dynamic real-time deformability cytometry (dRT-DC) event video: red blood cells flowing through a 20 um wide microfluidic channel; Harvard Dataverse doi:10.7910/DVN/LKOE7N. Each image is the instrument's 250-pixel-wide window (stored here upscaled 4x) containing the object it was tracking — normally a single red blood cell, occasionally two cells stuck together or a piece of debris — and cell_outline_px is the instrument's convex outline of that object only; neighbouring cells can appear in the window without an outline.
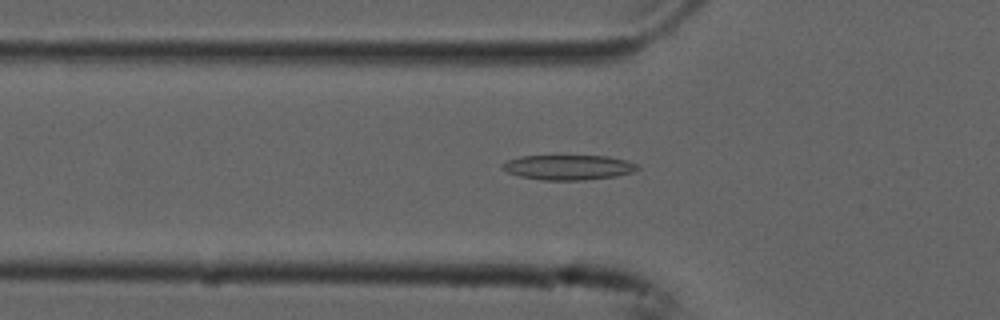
{"species": "common noctule bat (a hibernating species)", "species_latin": "Nyctalus noctula", "temperature_condition": "cold", "stored_images_in_passage": 54, "camera_frame_rate_fps": 3000, "um_per_image_px": 0.085, "animal": {"sex": "male", "forearm_length_mm": 52.5}, "frame": {"image": 1, "passage_image": 18, "time_ms": 5.667, "image_size_px": [1000, 320], "cell_outline_px": [[640, 168], [632, 172], [616, 176], [584, 180], [540, 180], [520, 176], [508, 172], [500, 168], [500, 164], [508, 160], [520, 156], [608, 156], [624, 160], [636, 164]], "centroid_in_image_um": [48.27, 14.22], "position_along_channel_um": 77.5, "area_um2": 19.59}}
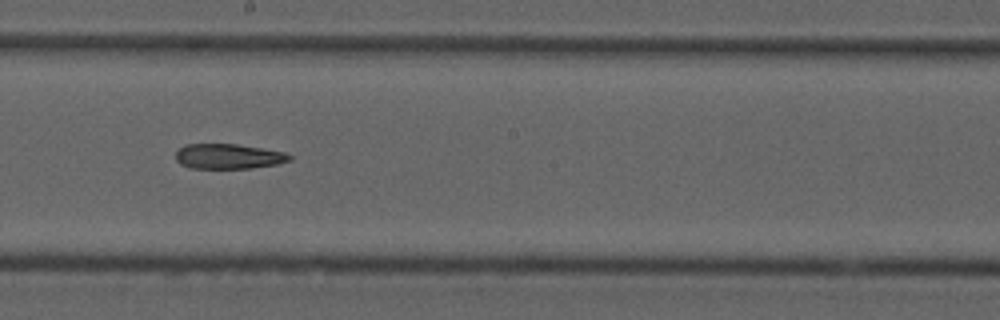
{"frame": {"image": 2, "passage_image": 30, "time_ms": 9.667, "image_size_px": [1000, 320], "cell_outline_px": [[292, 160], [276, 164], [252, 168], [188, 168], [180, 164], [176, 160], [176, 152], [180, 148], [188, 144], [236, 144], [284, 152], [292, 156]], "centroid_in_image_um": [19.41, 13.3], "position_along_channel_um": 228.8, "area_um2": 16.53}}
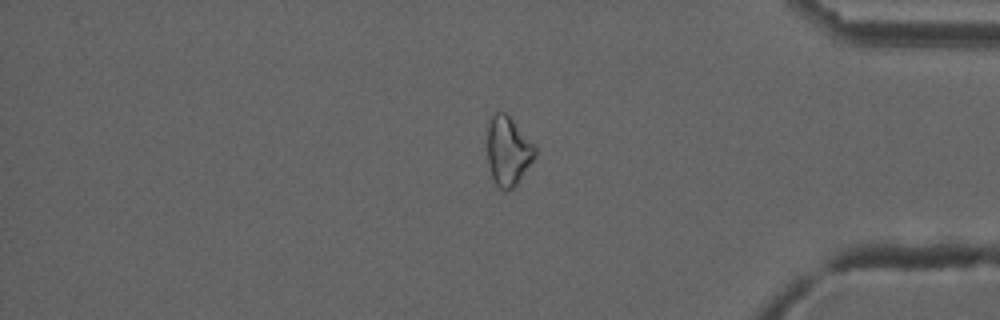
{"frame": {"image": 3, "passage_image": 45, "time_ms": 14.667, "image_size_px": [1000, 320], "cell_outline_px": [[536, 156], [516, 184], [512, 188], [504, 192], [496, 184], [492, 176], [488, 164], [488, 124], [492, 112], [504, 112], [536, 144]], "centroid_in_image_um": [43.2, 12.82], "position_along_channel_um": 392.0, "area_um2": 19.19}}